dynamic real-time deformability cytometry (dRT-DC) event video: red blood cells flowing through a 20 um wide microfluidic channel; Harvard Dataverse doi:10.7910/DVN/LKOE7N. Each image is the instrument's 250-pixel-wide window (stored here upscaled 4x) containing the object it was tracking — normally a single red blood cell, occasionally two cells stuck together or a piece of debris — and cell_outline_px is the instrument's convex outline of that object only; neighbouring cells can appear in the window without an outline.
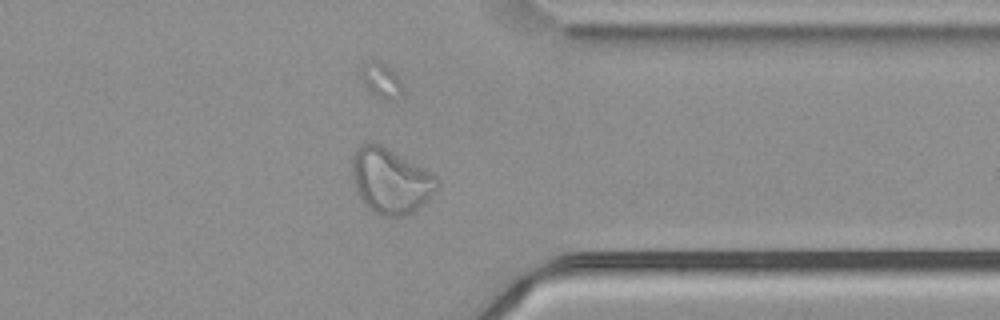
{"species": "common noctule bat (a hibernating species)", "species_latin": "Nyctalus noctula", "temperature_condition": "cold", "stored_images_in_passage": 53, "camera_frame_rate_fps": 3000, "um_per_image_px": 0.085, "animal": {"sex": "male", "body_mass_g": 21.5, "forearm_length_mm": 52.0}, "frame": {"image": 1, "passage_image": 41, "time_ms": 13.333, "image_size_px": [1000, 320], "cell_outline_px": [[440, 188], [424, 204], [412, 212], [400, 216], [380, 216], [372, 212], [364, 204], [356, 192], [352, 180], [352, 156], [356, 148], [360, 144], [380, 144], [424, 168], [436, 176], [440, 180]], "centroid_in_image_um": [33.2, 15.4], "position_along_channel_um": 378.2, "area_um2": 32.6}}
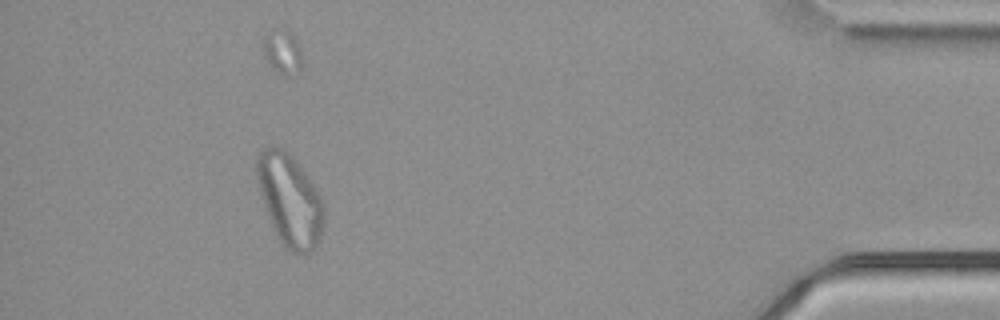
{"frame": {"image": 2, "passage_image": 48, "time_ms": 15.667, "image_size_px": [1000, 320], "cell_outline_px": [[324, 224], [320, 240], [308, 252], [292, 252], [284, 248], [272, 228], [260, 192], [256, 176], [256, 152], [264, 148], [284, 148], [292, 156], [304, 172], [320, 196], [324, 204]], "centroid_in_image_um": [24.62, 17.01], "position_along_channel_um": 410.6, "area_um2": 35.66}}